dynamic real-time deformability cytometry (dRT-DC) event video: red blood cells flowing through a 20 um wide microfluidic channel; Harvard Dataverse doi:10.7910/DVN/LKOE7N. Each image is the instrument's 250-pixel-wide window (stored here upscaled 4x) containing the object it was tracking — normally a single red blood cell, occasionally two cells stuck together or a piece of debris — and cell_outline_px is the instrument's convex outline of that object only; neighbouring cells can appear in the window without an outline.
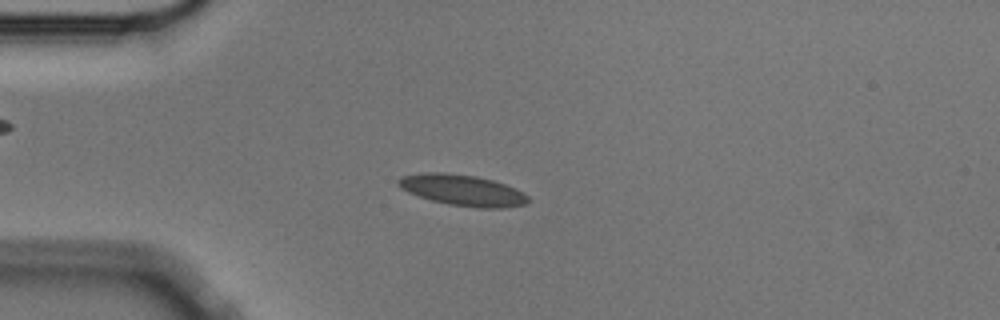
{"species": "Egyptian fruit bat (a non-hibernating species)", "species_latin": "Rousettus aegyptiacus", "temperature_condition": "cold", "stored_images_in_passage": 10, "camera_frame_rate_fps": 3000, "um_per_image_px": 0.085, "animal": {"sex": "male"}, "frame": {"image": 1, "passage_image": 3, "time_ms": 0.667, "image_size_px": [1000, 320], "cell_outline_px": [[532, 200], [528, 204], [504, 208], [480, 208], [448, 204], [432, 200], [408, 192], [400, 188], [396, 184], [396, 180], [400, 176], [420, 172], [444, 172], [476, 176], [492, 180], [516, 188], [524, 192]], "centroid_in_image_um": [39.32, 16.16], "position_along_channel_um": 45.7, "area_um2": 23.81}}
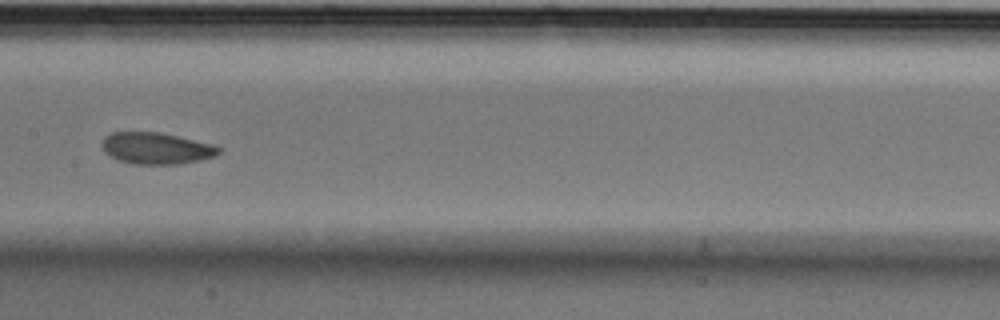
{"frame": {"image": 2, "passage_image": 7, "time_ms": 2.0, "image_size_px": [1000, 320], "cell_outline_px": [[220, 152], [216, 156], [200, 160], [176, 164], [132, 164], [120, 160], [104, 152], [104, 136], [112, 132], [160, 132], [212, 144], [220, 148]], "centroid_in_image_um": [13.3, 12.6], "position_along_channel_um": 194.1, "area_um2": 21.21}}
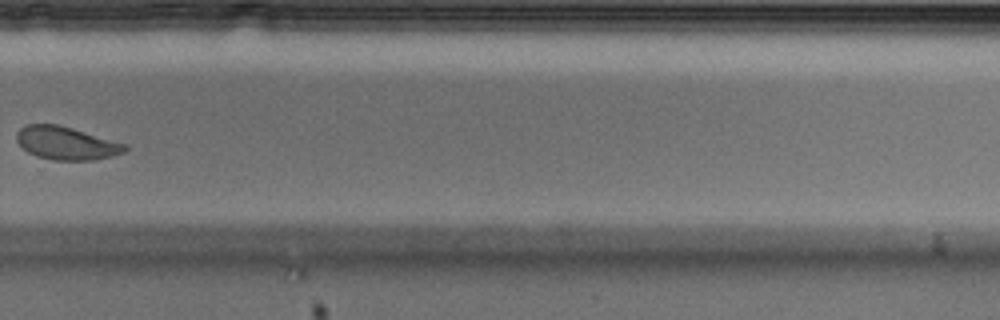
{"frame": {"image": 3, "passage_image": 10, "time_ms": 3.0, "image_size_px": [1000, 320], "cell_outline_px": [[128, 148], [124, 152], [112, 156], [92, 160], [52, 160], [36, 156], [28, 152], [16, 140], [16, 132], [24, 124], [56, 124], [72, 128], [128, 144]], "centroid_in_image_um": [5.64, 12.16], "position_along_channel_um": 324.2, "area_um2": 20.92}}